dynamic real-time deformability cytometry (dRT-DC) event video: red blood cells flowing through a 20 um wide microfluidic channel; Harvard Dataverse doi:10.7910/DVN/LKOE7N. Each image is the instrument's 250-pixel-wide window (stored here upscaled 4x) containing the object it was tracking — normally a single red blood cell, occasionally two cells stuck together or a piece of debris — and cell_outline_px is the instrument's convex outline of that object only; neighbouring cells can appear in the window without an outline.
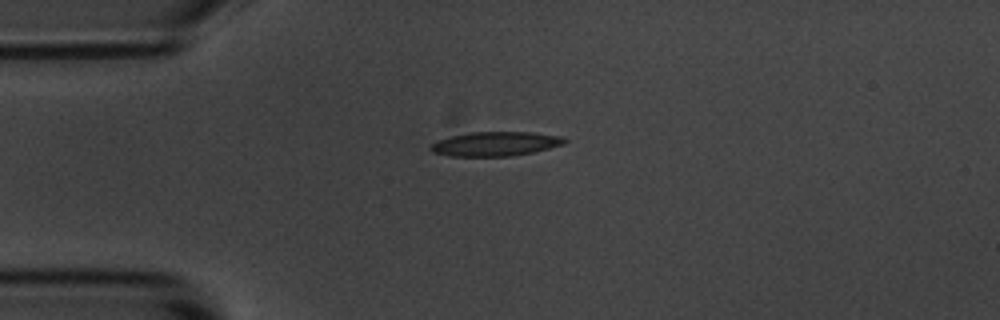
{"species": "common noctule bat (a hibernating species)", "species_latin": "Nyctalus noctula", "temperature_condition": "room temperature", "stored_images_in_passage": 3, "camera_frame_rate_fps": 3000, "um_per_image_px": 0.085, "animal": {"sex": "male", "body_mass_g": 20.1, "forearm_length_mm": 53.5}, "frame": {"image": 1, "passage_image": 1, "time_ms": 0.0, "image_size_px": [1000, 320], "cell_outline_px": [[568, 140], [564, 144], [532, 152], [512, 156], [448, 156], [432, 152], [428, 148], [436, 140], [448, 136], [472, 132], [532, 132], [560, 136]], "centroid_in_image_um": [42.06, 12.22], "position_along_channel_um": 42.9, "area_um2": 19.02}}